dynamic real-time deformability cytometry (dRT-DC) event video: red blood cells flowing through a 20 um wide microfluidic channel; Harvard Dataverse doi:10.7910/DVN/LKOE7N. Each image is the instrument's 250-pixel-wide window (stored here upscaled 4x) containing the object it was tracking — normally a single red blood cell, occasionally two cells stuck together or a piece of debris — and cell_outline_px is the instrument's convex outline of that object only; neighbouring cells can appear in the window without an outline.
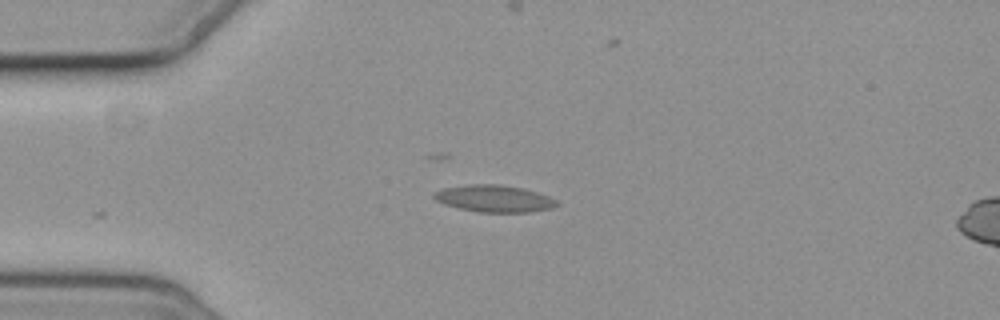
{"species": "common noctule bat (a hibernating species)", "species_latin": "Nyctalus noctula", "temperature_condition": "cold", "stored_images_in_passage": 5, "camera_frame_rate_fps": 3000, "um_per_image_px": 0.085, "animal": {"sex": "female", "body_mass_g": 19.3, "forearm_length_mm": 54.1}, "frame": {"image": 1, "passage_image": 3, "time_ms": 3.0, "image_size_px": [1000, 320], "cell_outline_px": [[560, 204], [552, 208], [528, 212], [476, 212], [444, 204], [436, 200], [432, 196], [432, 192], [444, 188], [468, 184], [500, 184], [524, 188], [548, 196], [556, 200]], "centroid_in_image_um": [41.99, 16.87], "position_along_channel_um": 43.0, "area_um2": 19.36}}
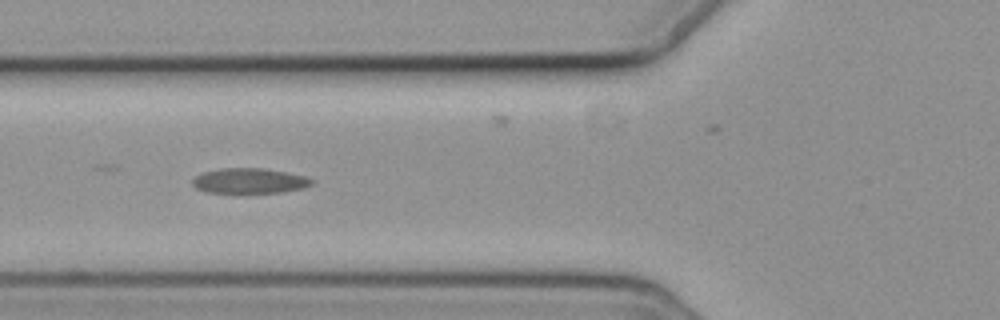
{"frame": {"image": 2, "passage_image": 5, "time_ms": 5.333, "image_size_px": [1000, 320], "cell_outline_px": [[316, 180], [312, 184], [304, 188], [280, 192], [208, 192], [196, 188], [192, 184], [192, 180], [196, 176], [204, 172], [220, 168], [264, 168], [304, 176]], "centroid_in_image_um": [21.22, 15.36], "position_along_channel_um": 104.6, "area_um2": 17.28}}